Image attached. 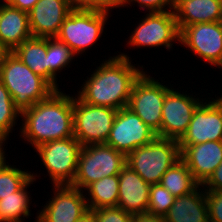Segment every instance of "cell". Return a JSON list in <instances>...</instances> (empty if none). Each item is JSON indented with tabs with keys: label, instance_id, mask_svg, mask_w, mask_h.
<instances>
[{
	"label": "cell",
	"instance_id": "1",
	"mask_svg": "<svg viewBox=\"0 0 222 222\" xmlns=\"http://www.w3.org/2000/svg\"><path fill=\"white\" fill-rule=\"evenodd\" d=\"M125 53L110 56L91 72L77 91V97L88 104L116 110L128 105L133 86L144 73V67L133 65ZM141 69H140V68Z\"/></svg>",
	"mask_w": 222,
	"mask_h": 222
},
{
	"label": "cell",
	"instance_id": "2",
	"mask_svg": "<svg viewBox=\"0 0 222 222\" xmlns=\"http://www.w3.org/2000/svg\"><path fill=\"white\" fill-rule=\"evenodd\" d=\"M20 137L34 149L46 142L73 137V96L55 90L21 113Z\"/></svg>",
	"mask_w": 222,
	"mask_h": 222
},
{
	"label": "cell",
	"instance_id": "3",
	"mask_svg": "<svg viewBox=\"0 0 222 222\" xmlns=\"http://www.w3.org/2000/svg\"><path fill=\"white\" fill-rule=\"evenodd\" d=\"M0 81L9 91L15 107L22 113L48 98L55 89L10 52L0 66Z\"/></svg>",
	"mask_w": 222,
	"mask_h": 222
},
{
	"label": "cell",
	"instance_id": "4",
	"mask_svg": "<svg viewBox=\"0 0 222 222\" xmlns=\"http://www.w3.org/2000/svg\"><path fill=\"white\" fill-rule=\"evenodd\" d=\"M180 158L179 142L156 137L126 156V164L149 184H159L164 173Z\"/></svg>",
	"mask_w": 222,
	"mask_h": 222
},
{
	"label": "cell",
	"instance_id": "5",
	"mask_svg": "<svg viewBox=\"0 0 222 222\" xmlns=\"http://www.w3.org/2000/svg\"><path fill=\"white\" fill-rule=\"evenodd\" d=\"M126 165V156L102 144L85 145L80 150L76 176L71 186L82 191L105 176L118 175Z\"/></svg>",
	"mask_w": 222,
	"mask_h": 222
},
{
	"label": "cell",
	"instance_id": "6",
	"mask_svg": "<svg viewBox=\"0 0 222 222\" xmlns=\"http://www.w3.org/2000/svg\"><path fill=\"white\" fill-rule=\"evenodd\" d=\"M108 16L106 12L73 9L56 38L68 45L75 56L81 55L101 38Z\"/></svg>",
	"mask_w": 222,
	"mask_h": 222
},
{
	"label": "cell",
	"instance_id": "7",
	"mask_svg": "<svg viewBox=\"0 0 222 222\" xmlns=\"http://www.w3.org/2000/svg\"><path fill=\"white\" fill-rule=\"evenodd\" d=\"M73 94V133L82 146L106 143L117 111L81 101Z\"/></svg>",
	"mask_w": 222,
	"mask_h": 222
},
{
	"label": "cell",
	"instance_id": "8",
	"mask_svg": "<svg viewBox=\"0 0 222 222\" xmlns=\"http://www.w3.org/2000/svg\"><path fill=\"white\" fill-rule=\"evenodd\" d=\"M82 147L73 136L46 142L35 148L49 174L52 185H71L73 183Z\"/></svg>",
	"mask_w": 222,
	"mask_h": 222
},
{
	"label": "cell",
	"instance_id": "9",
	"mask_svg": "<svg viewBox=\"0 0 222 222\" xmlns=\"http://www.w3.org/2000/svg\"><path fill=\"white\" fill-rule=\"evenodd\" d=\"M127 45L131 47H157L164 46L172 49L173 43H180V30L173 10L162 12H148L137 23L128 37Z\"/></svg>",
	"mask_w": 222,
	"mask_h": 222
},
{
	"label": "cell",
	"instance_id": "10",
	"mask_svg": "<svg viewBox=\"0 0 222 222\" xmlns=\"http://www.w3.org/2000/svg\"><path fill=\"white\" fill-rule=\"evenodd\" d=\"M143 73L135 82L127 108L137 114L155 133L161 128L162 108L166 93L172 86Z\"/></svg>",
	"mask_w": 222,
	"mask_h": 222
},
{
	"label": "cell",
	"instance_id": "11",
	"mask_svg": "<svg viewBox=\"0 0 222 222\" xmlns=\"http://www.w3.org/2000/svg\"><path fill=\"white\" fill-rule=\"evenodd\" d=\"M189 94H181L173 87L166 93L157 137L179 141L186 133L194 110L202 102L199 97L195 98L197 94Z\"/></svg>",
	"mask_w": 222,
	"mask_h": 222
},
{
	"label": "cell",
	"instance_id": "12",
	"mask_svg": "<svg viewBox=\"0 0 222 222\" xmlns=\"http://www.w3.org/2000/svg\"><path fill=\"white\" fill-rule=\"evenodd\" d=\"M157 134L129 108L117 111L106 144L127 156L134 149L150 143Z\"/></svg>",
	"mask_w": 222,
	"mask_h": 222
},
{
	"label": "cell",
	"instance_id": "13",
	"mask_svg": "<svg viewBox=\"0 0 222 222\" xmlns=\"http://www.w3.org/2000/svg\"><path fill=\"white\" fill-rule=\"evenodd\" d=\"M53 195L39 210L35 222H77L89 209L84 191L71 185H53Z\"/></svg>",
	"mask_w": 222,
	"mask_h": 222
},
{
	"label": "cell",
	"instance_id": "14",
	"mask_svg": "<svg viewBox=\"0 0 222 222\" xmlns=\"http://www.w3.org/2000/svg\"><path fill=\"white\" fill-rule=\"evenodd\" d=\"M201 99L202 102L194 110L186 133L178 141L179 145L222 140V95H215V98L209 101Z\"/></svg>",
	"mask_w": 222,
	"mask_h": 222
},
{
	"label": "cell",
	"instance_id": "15",
	"mask_svg": "<svg viewBox=\"0 0 222 222\" xmlns=\"http://www.w3.org/2000/svg\"><path fill=\"white\" fill-rule=\"evenodd\" d=\"M180 44L216 67L222 59V21L185 26L180 31Z\"/></svg>",
	"mask_w": 222,
	"mask_h": 222
},
{
	"label": "cell",
	"instance_id": "16",
	"mask_svg": "<svg viewBox=\"0 0 222 222\" xmlns=\"http://www.w3.org/2000/svg\"><path fill=\"white\" fill-rule=\"evenodd\" d=\"M72 10L69 0H39L28 12L32 37H56Z\"/></svg>",
	"mask_w": 222,
	"mask_h": 222
},
{
	"label": "cell",
	"instance_id": "17",
	"mask_svg": "<svg viewBox=\"0 0 222 222\" xmlns=\"http://www.w3.org/2000/svg\"><path fill=\"white\" fill-rule=\"evenodd\" d=\"M180 158L194 179L202 185L222 162V140L179 145Z\"/></svg>",
	"mask_w": 222,
	"mask_h": 222
},
{
	"label": "cell",
	"instance_id": "18",
	"mask_svg": "<svg viewBox=\"0 0 222 222\" xmlns=\"http://www.w3.org/2000/svg\"><path fill=\"white\" fill-rule=\"evenodd\" d=\"M119 195L117 206L131 215L147 213L150 185L127 164L118 174Z\"/></svg>",
	"mask_w": 222,
	"mask_h": 222
},
{
	"label": "cell",
	"instance_id": "19",
	"mask_svg": "<svg viewBox=\"0 0 222 222\" xmlns=\"http://www.w3.org/2000/svg\"><path fill=\"white\" fill-rule=\"evenodd\" d=\"M178 28L203 22L222 21V0H174Z\"/></svg>",
	"mask_w": 222,
	"mask_h": 222
},
{
	"label": "cell",
	"instance_id": "20",
	"mask_svg": "<svg viewBox=\"0 0 222 222\" xmlns=\"http://www.w3.org/2000/svg\"><path fill=\"white\" fill-rule=\"evenodd\" d=\"M31 37L28 12L0 4V42L12 52Z\"/></svg>",
	"mask_w": 222,
	"mask_h": 222
},
{
	"label": "cell",
	"instance_id": "21",
	"mask_svg": "<svg viewBox=\"0 0 222 222\" xmlns=\"http://www.w3.org/2000/svg\"><path fill=\"white\" fill-rule=\"evenodd\" d=\"M164 219L166 222H209L206 191L202 185L189 194L176 197Z\"/></svg>",
	"mask_w": 222,
	"mask_h": 222
},
{
	"label": "cell",
	"instance_id": "22",
	"mask_svg": "<svg viewBox=\"0 0 222 222\" xmlns=\"http://www.w3.org/2000/svg\"><path fill=\"white\" fill-rule=\"evenodd\" d=\"M12 53L35 74L48 82L47 38L31 37L17 46Z\"/></svg>",
	"mask_w": 222,
	"mask_h": 222
},
{
	"label": "cell",
	"instance_id": "23",
	"mask_svg": "<svg viewBox=\"0 0 222 222\" xmlns=\"http://www.w3.org/2000/svg\"><path fill=\"white\" fill-rule=\"evenodd\" d=\"M36 177L39 176L31 173V178L18 191L0 199V222H23L31 216L29 208L32 201L27 188L36 181Z\"/></svg>",
	"mask_w": 222,
	"mask_h": 222
},
{
	"label": "cell",
	"instance_id": "24",
	"mask_svg": "<svg viewBox=\"0 0 222 222\" xmlns=\"http://www.w3.org/2000/svg\"><path fill=\"white\" fill-rule=\"evenodd\" d=\"M86 201L89 210L100 207L117 206L119 195L118 175L105 176L90 184L86 189ZM87 194L89 197H87Z\"/></svg>",
	"mask_w": 222,
	"mask_h": 222
},
{
	"label": "cell",
	"instance_id": "25",
	"mask_svg": "<svg viewBox=\"0 0 222 222\" xmlns=\"http://www.w3.org/2000/svg\"><path fill=\"white\" fill-rule=\"evenodd\" d=\"M159 184L175 197L189 194L200 185L181 159L164 173Z\"/></svg>",
	"mask_w": 222,
	"mask_h": 222
},
{
	"label": "cell",
	"instance_id": "26",
	"mask_svg": "<svg viewBox=\"0 0 222 222\" xmlns=\"http://www.w3.org/2000/svg\"><path fill=\"white\" fill-rule=\"evenodd\" d=\"M48 55V83L55 89L61 90L57 84V73L63 68L70 67V63L76 57L70 47L59 41L56 37L47 38Z\"/></svg>",
	"mask_w": 222,
	"mask_h": 222
},
{
	"label": "cell",
	"instance_id": "27",
	"mask_svg": "<svg viewBox=\"0 0 222 222\" xmlns=\"http://www.w3.org/2000/svg\"><path fill=\"white\" fill-rule=\"evenodd\" d=\"M19 117L21 112L15 107L9 91L0 81V138L9 139Z\"/></svg>",
	"mask_w": 222,
	"mask_h": 222
},
{
	"label": "cell",
	"instance_id": "28",
	"mask_svg": "<svg viewBox=\"0 0 222 222\" xmlns=\"http://www.w3.org/2000/svg\"><path fill=\"white\" fill-rule=\"evenodd\" d=\"M31 178V171L7 163L0 170V199L18 191Z\"/></svg>",
	"mask_w": 222,
	"mask_h": 222
},
{
	"label": "cell",
	"instance_id": "29",
	"mask_svg": "<svg viewBox=\"0 0 222 222\" xmlns=\"http://www.w3.org/2000/svg\"><path fill=\"white\" fill-rule=\"evenodd\" d=\"M176 199L166 188L160 184L150 185V195L147 213L164 216Z\"/></svg>",
	"mask_w": 222,
	"mask_h": 222
},
{
	"label": "cell",
	"instance_id": "30",
	"mask_svg": "<svg viewBox=\"0 0 222 222\" xmlns=\"http://www.w3.org/2000/svg\"><path fill=\"white\" fill-rule=\"evenodd\" d=\"M96 222H132L133 215L118 206L100 207L91 210Z\"/></svg>",
	"mask_w": 222,
	"mask_h": 222
},
{
	"label": "cell",
	"instance_id": "31",
	"mask_svg": "<svg viewBox=\"0 0 222 222\" xmlns=\"http://www.w3.org/2000/svg\"><path fill=\"white\" fill-rule=\"evenodd\" d=\"M133 3H138L137 5L141 7L142 11L146 12L174 10L175 5L174 0H118V8L127 7L128 5L132 6L131 4Z\"/></svg>",
	"mask_w": 222,
	"mask_h": 222
},
{
	"label": "cell",
	"instance_id": "32",
	"mask_svg": "<svg viewBox=\"0 0 222 222\" xmlns=\"http://www.w3.org/2000/svg\"><path fill=\"white\" fill-rule=\"evenodd\" d=\"M72 9L109 13L118 8V0H69Z\"/></svg>",
	"mask_w": 222,
	"mask_h": 222
},
{
	"label": "cell",
	"instance_id": "33",
	"mask_svg": "<svg viewBox=\"0 0 222 222\" xmlns=\"http://www.w3.org/2000/svg\"><path fill=\"white\" fill-rule=\"evenodd\" d=\"M209 222H222V191H206Z\"/></svg>",
	"mask_w": 222,
	"mask_h": 222
},
{
	"label": "cell",
	"instance_id": "34",
	"mask_svg": "<svg viewBox=\"0 0 222 222\" xmlns=\"http://www.w3.org/2000/svg\"><path fill=\"white\" fill-rule=\"evenodd\" d=\"M205 191H222V162L202 184Z\"/></svg>",
	"mask_w": 222,
	"mask_h": 222
},
{
	"label": "cell",
	"instance_id": "35",
	"mask_svg": "<svg viewBox=\"0 0 222 222\" xmlns=\"http://www.w3.org/2000/svg\"><path fill=\"white\" fill-rule=\"evenodd\" d=\"M39 0H10L9 5L19 10L29 12Z\"/></svg>",
	"mask_w": 222,
	"mask_h": 222
},
{
	"label": "cell",
	"instance_id": "36",
	"mask_svg": "<svg viewBox=\"0 0 222 222\" xmlns=\"http://www.w3.org/2000/svg\"><path fill=\"white\" fill-rule=\"evenodd\" d=\"M132 222H166L164 216L141 213L133 215Z\"/></svg>",
	"mask_w": 222,
	"mask_h": 222
},
{
	"label": "cell",
	"instance_id": "37",
	"mask_svg": "<svg viewBox=\"0 0 222 222\" xmlns=\"http://www.w3.org/2000/svg\"><path fill=\"white\" fill-rule=\"evenodd\" d=\"M6 140L8 141V139L0 138V170L8 163L6 162V151L4 150Z\"/></svg>",
	"mask_w": 222,
	"mask_h": 222
},
{
	"label": "cell",
	"instance_id": "38",
	"mask_svg": "<svg viewBox=\"0 0 222 222\" xmlns=\"http://www.w3.org/2000/svg\"><path fill=\"white\" fill-rule=\"evenodd\" d=\"M77 222H96V220H95L93 212L89 210Z\"/></svg>",
	"mask_w": 222,
	"mask_h": 222
},
{
	"label": "cell",
	"instance_id": "39",
	"mask_svg": "<svg viewBox=\"0 0 222 222\" xmlns=\"http://www.w3.org/2000/svg\"><path fill=\"white\" fill-rule=\"evenodd\" d=\"M11 51L7 49L1 42H0V66L4 63V60L6 56L10 53Z\"/></svg>",
	"mask_w": 222,
	"mask_h": 222
},
{
	"label": "cell",
	"instance_id": "40",
	"mask_svg": "<svg viewBox=\"0 0 222 222\" xmlns=\"http://www.w3.org/2000/svg\"><path fill=\"white\" fill-rule=\"evenodd\" d=\"M10 0H0V4H7Z\"/></svg>",
	"mask_w": 222,
	"mask_h": 222
},
{
	"label": "cell",
	"instance_id": "41",
	"mask_svg": "<svg viewBox=\"0 0 222 222\" xmlns=\"http://www.w3.org/2000/svg\"><path fill=\"white\" fill-rule=\"evenodd\" d=\"M216 67H218V68H222V59H221V61L218 63V65L216 66Z\"/></svg>",
	"mask_w": 222,
	"mask_h": 222
}]
</instances>
